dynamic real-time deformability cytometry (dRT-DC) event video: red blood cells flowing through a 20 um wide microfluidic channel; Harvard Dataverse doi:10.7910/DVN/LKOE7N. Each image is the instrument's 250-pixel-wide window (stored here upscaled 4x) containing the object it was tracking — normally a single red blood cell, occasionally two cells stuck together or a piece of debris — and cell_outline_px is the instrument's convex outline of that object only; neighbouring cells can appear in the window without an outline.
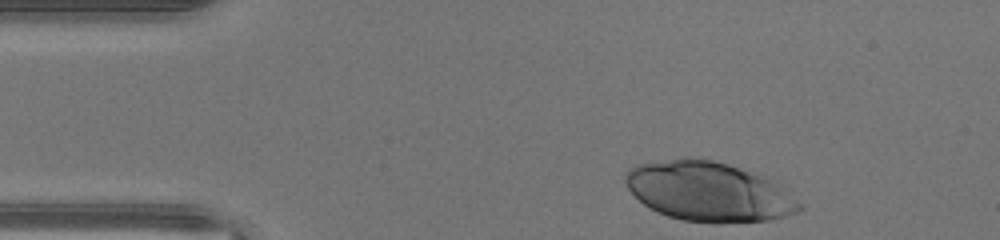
{"species": "human", "species_latin": "Homo sapiens", "temperature_condition": "warm", "stored_images_in_passage": 31, "camera_frame_rate_fps": 3000, "um_per_image_px": 0.085, "donor": {"sex": "male"}, "frame": {"image": 1, "passage_image": 1, "time_ms": 0.0, "image_size_px": [1000, 240], "cell_outline_px": [[804, 208], [796, 212], [784, 216], [768, 220], [720, 224], [716, 224], [684, 220], [668, 216], [656, 212], [648, 208], [628, 188], [624, 180], [624, 172], [636, 164], [684, 156], [688, 156], [712, 160], [728, 164], [772, 176], [780, 180]], "centroid_in_image_um": [60.3, 16.26], "position_along_channel_um": 24.7, "area_um2": 61.85}}
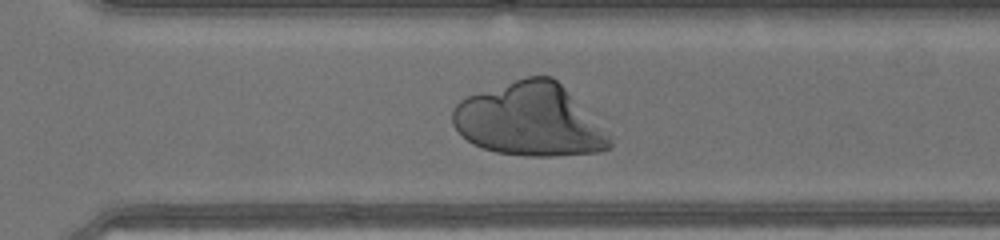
{"frame": {"image": 2, "passage_image": 26, "time_ms": 8.333, "image_size_px": [1000, 240], "cell_outline_px": [[612, 148], [600, 152], [556, 156], [524, 156], [496, 152], [472, 144], [452, 124], [452, 112], [456, 104], [460, 100], [468, 96], [528, 76], [552, 76], [612, 136]], "centroid_in_image_um": [45.04, 10.23], "position_along_channel_um": 325.6, "area_um2": 66.07}}